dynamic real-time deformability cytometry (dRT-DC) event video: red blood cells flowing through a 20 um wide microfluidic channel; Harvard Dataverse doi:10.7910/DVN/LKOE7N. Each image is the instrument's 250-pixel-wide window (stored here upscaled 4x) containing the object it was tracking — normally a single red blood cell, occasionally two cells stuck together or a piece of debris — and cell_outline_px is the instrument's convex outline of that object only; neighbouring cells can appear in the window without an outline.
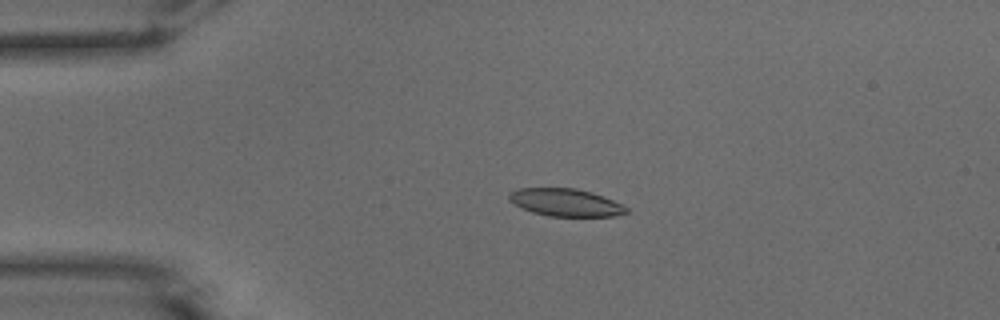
{"species": "common noctule bat (a hibernating species)", "species_latin": "Nyctalus noctula", "temperature_condition": "warm", "stored_images_in_passage": 51, "camera_frame_rate_fps": 3000, "um_per_image_px": 0.085, "animal": {"sex": "male", "body_mass_g": 15.6}, "frame": {"image": 1, "passage_image": 11, "time_ms": 3.333, "image_size_px": [1000, 320], "cell_outline_px": [[628, 212], [616, 216], [548, 216], [532, 212], [508, 200], [508, 196], [516, 188], [576, 188], [592, 192], [604, 196], [628, 208]], "centroid_in_image_um": [48.09, 17.2], "position_along_channel_um": 36.9, "area_um2": 18.73}}
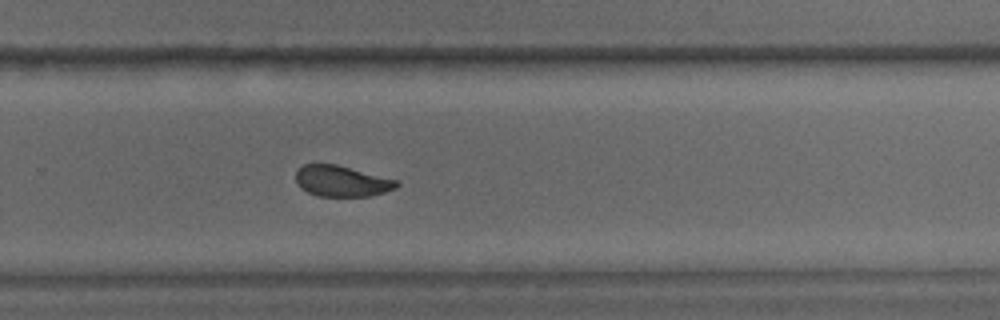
{"frame": {"image": 2, "passage_image": 34, "time_ms": 11.0, "image_size_px": [1000, 320], "cell_outline_px": [[400, 184], [396, 188], [384, 192], [368, 196], [320, 196], [308, 192], [300, 188], [296, 184], [296, 172], [304, 164], [336, 164], [396, 180]], "centroid_in_image_um": [29.02, 15.4], "position_along_channel_um": 300.8, "area_um2": 17.98}}
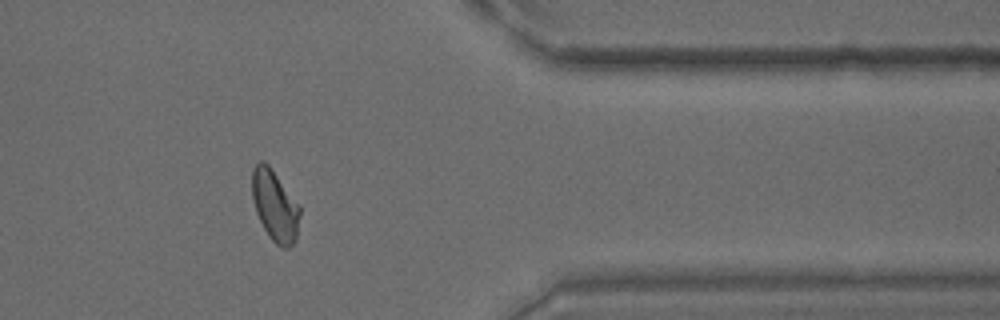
{"frame": {"image": 3, "passage_image": 42, "time_ms": 13.667, "image_size_px": [1000, 320], "cell_outline_px": [[300, 216], [296, 240], [288, 248], [284, 248], [276, 244], [268, 236], [256, 212], [252, 196], [252, 168], [260, 160], [264, 160], [268, 164], [300, 204]], "centroid_in_image_um": [23.38, 17.47], "position_along_channel_um": 388.0, "area_um2": 19.94}, "authors_computed_cell_mechanics": {"area_um2": 19.4208, "velocity_mm_per_s": 3.9048, "shape_relaxation_time_tau1_ms": 4.2185, "shape_relaxation_time_tau2_ms": 1.7417, "deformation_change_tau1": 0.1307, "deformation_change_tau2": 0.0719}}